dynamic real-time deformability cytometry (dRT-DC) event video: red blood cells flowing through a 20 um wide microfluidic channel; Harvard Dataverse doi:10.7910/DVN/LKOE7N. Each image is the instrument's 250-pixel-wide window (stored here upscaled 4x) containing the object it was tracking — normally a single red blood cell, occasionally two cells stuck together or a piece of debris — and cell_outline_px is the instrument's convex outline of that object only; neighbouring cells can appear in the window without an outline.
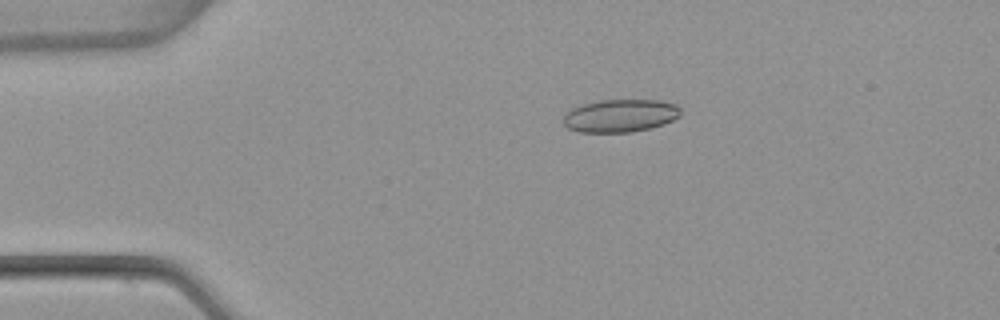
{"species": "common noctule bat (a hibernating species)", "species_latin": "Nyctalus noctula", "temperature_condition": "warm", "stored_images_in_passage": 3, "camera_frame_rate_fps": 3000, "um_per_image_px": 0.085, "animal": {"sex": "female", "body_mass_g": 22.7, "forearm_length_mm": 54.2}, "frame": {"image": 1, "passage_image": 1, "time_ms": 0.0, "image_size_px": [1000, 320], "cell_outline_px": [[680, 116], [664, 124], [652, 128], [632, 132], [580, 132], [568, 128], [564, 124], [564, 116], [572, 108], [580, 104], [600, 100], [660, 100], [676, 104], [680, 108]], "centroid_in_image_um": [52.74, 9.83], "position_along_channel_um": 32.3, "area_um2": 22.54}}
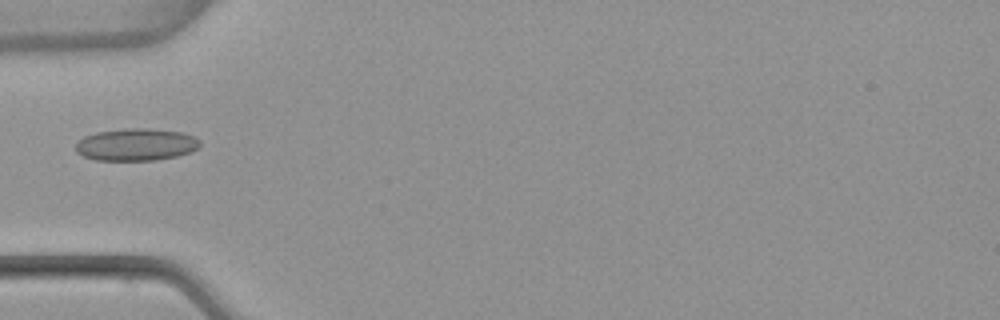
{"frame": {"image": 2, "passage_image": 3, "time_ms": 0.667, "image_size_px": [1000, 320], "cell_outline_px": [[200, 144], [192, 152], [176, 156], [156, 160], [96, 160], [84, 156], [76, 152], [76, 144], [84, 136], [96, 132], [124, 128], [148, 128], [184, 132], [200, 140]], "centroid_in_image_um": [11.57, 12.28], "position_along_channel_um": 73.4, "area_um2": 23.41}}